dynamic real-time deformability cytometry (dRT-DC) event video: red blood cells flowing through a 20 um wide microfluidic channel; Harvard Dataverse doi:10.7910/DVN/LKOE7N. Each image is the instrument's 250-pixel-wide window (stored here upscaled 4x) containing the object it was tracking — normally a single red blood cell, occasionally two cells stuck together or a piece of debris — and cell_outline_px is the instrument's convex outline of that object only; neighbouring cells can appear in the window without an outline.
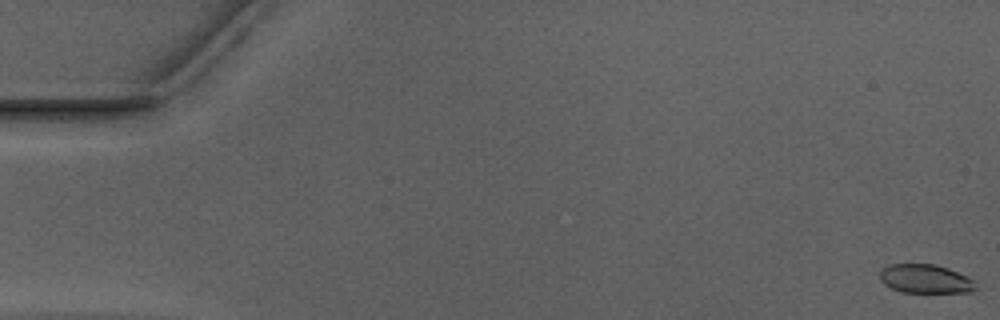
{"species": "Egyptian fruit bat (a non-hibernating species)", "species_latin": "Rousettus aegyptiacus", "temperature_condition": "warm", "stored_images_in_passage": 53, "camera_frame_rate_fps": 3000, "um_per_image_px": 0.085, "animal": {"sex": "male"}, "frame": {"image": 1, "passage_image": 1, "time_ms": 0.0, "image_size_px": [1000, 320], "cell_outline_px": [[976, 288], [968, 292], [900, 292], [884, 284], [880, 280], [880, 272], [888, 264], [936, 264], [948, 268], [968, 276], [976, 280]], "centroid_in_image_um": [78.68, 23.69], "position_along_channel_um": 6.3, "area_um2": 16.18}}
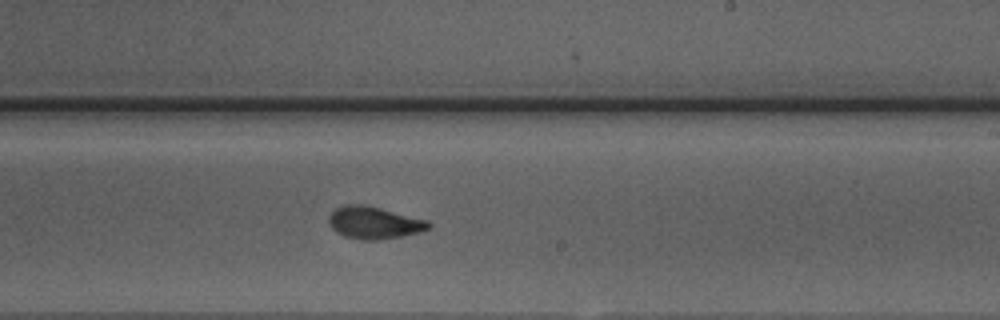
{"frame": {"image": 2, "passage_image": 32, "time_ms": 10.333, "image_size_px": [1000, 320], "cell_outline_px": [[432, 224], [428, 228], [420, 232], [400, 236], [376, 240], [364, 240], [344, 236], [336, 232], [328, 224], [328, 216], [336, 208], [344, 204], [364, 204], [428, 220]], "centroid_in_image_um": [31.76, 18.92], "position_along_channel_um": 257.2, "area_um2": 18.73}}
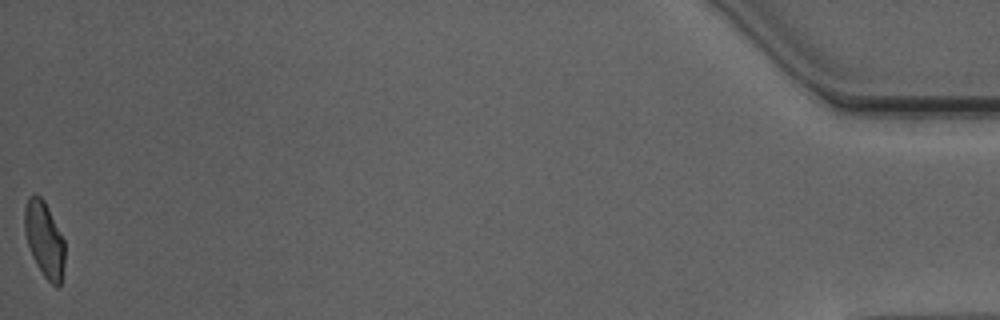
{"frame": {"image": 3, "passage_image": 53, "time_ms": 17.333, "image_size_px": [1000, 320], "cell_outline_px": [[64, 264], [60, 288], [56, 288], [44, 276], [36, 264], [32, 256], [28, 244], [24, 228], [24, 208], [28, 196], [40, 196], [44, 200], [64, 240]], "centroid_in_image_um": [3.77, 20.38], "position_along_channel_um": 431.4, "area_um2": 17.57}, "authors_computed_cell_mechanics": {"area_um2": 18.2648, "velocity_mm_per_s": 3.9548, "shape_relaxation_time_tau1_ms": 4.564, "shape_relaxation_time_tau2_ms": 1.17, "deformation_change_tau1": 0.1496, "deformation_change_tau2": 0.0722}}